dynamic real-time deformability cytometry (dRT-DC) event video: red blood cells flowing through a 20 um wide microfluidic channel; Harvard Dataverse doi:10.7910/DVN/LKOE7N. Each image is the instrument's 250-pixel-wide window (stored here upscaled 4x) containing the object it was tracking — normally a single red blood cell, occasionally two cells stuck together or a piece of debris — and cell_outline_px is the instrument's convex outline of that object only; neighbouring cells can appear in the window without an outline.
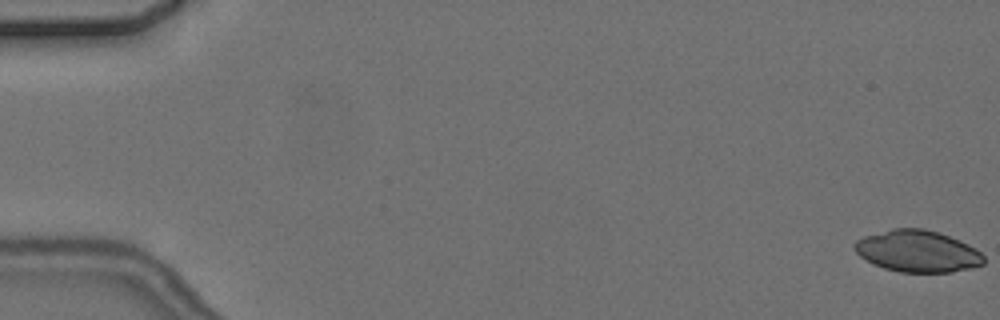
{"species": "common noctule bat (a hibernating species)", "species_latin": "Nyctalus noctula", "temperature_condition": "cold", "stored_images_in_passage": 6, "camera_frame_rate_fps": 3000, "um_per_image_px": 0.085, "animal": {"sex": "female", "body_mass_g": 24.6, "forearm_length_mm": 56.2}, "frame": {"image": 1, "passage_image": 1, "time_ms": 0.0, "image_size_px": [1000, 320], "cell_outline_px": [[984, 264], [972, 268], [952, 272], [900, 272], [884, 268], [872, 264], [860, 256], [856, 252], [852, 244], [856, 240], [864, 236], [892, 228], [924, 228], [960, 240], [976, 248], [984, 256]], "centroid_in_image_um": [77.98, 21.35], "position_along_channel_um": 7.0, "area_um2": 31.56}}